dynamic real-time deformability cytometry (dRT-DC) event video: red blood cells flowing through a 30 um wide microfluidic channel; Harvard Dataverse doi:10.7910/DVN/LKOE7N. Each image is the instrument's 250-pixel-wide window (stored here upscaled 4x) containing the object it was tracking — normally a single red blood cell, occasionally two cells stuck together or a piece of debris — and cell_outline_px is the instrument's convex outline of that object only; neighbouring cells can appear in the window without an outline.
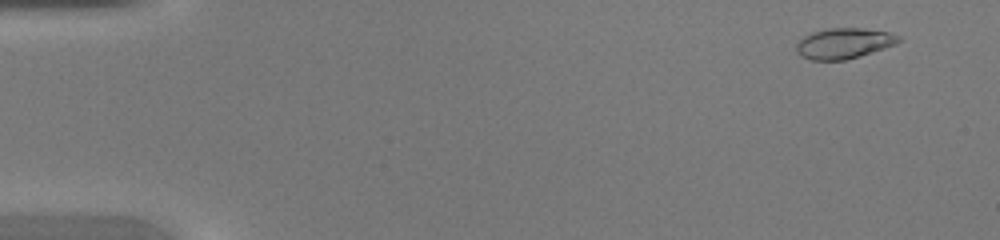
{"species": "common noctule bat (a hibernating species)", "species_latin": "Nyctalus noctula", "temperature_condition": "warm", "stored_images_in_passage": 46, "camera_frame_rate_fps": 3000, "um_per_image_px": 0.085, "animal": {"sex": "female", "body_mass_g": 20.0, "forearm_length_mm": 54.0}, "frame": {"image": 1, "passage_image": 3, "time_ms": 0.667, "image_size_px": [1000, 240], "cell_outline_px": [[900, 40], [896, 44], [860, 56], [844, 60], [812, 60], [796, 52], [796, 44], [804, 36], [812, 32], [828, 28], [864, 28], [888, 32], [900, 36]], "centroid_in_image_um": [71.73, 3.68], "position_along_channel_um": 13.3, "area_um2": 18.09}}
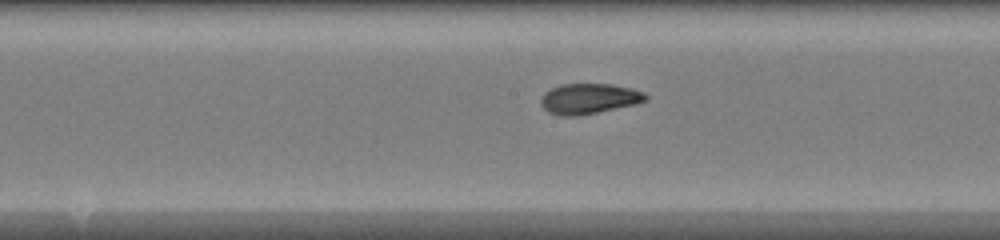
{"frame": {"image": 2, "passage_image": 24, "time_ms": 7.667, "image_size_px": [1000, 240], "cell_outline_px": [[648, 100], [636, 104], [580, 116], [564, 116], [548, 112], [540, 104], [540, 100], [544, 92], [560, 84], [612, 84], [632, 88], [644, 92], [648, 96]], "centroid_in_image_um": [50.08, 8.39], "position_along_channel_um": 198.1, "area_um2": 18.73}}
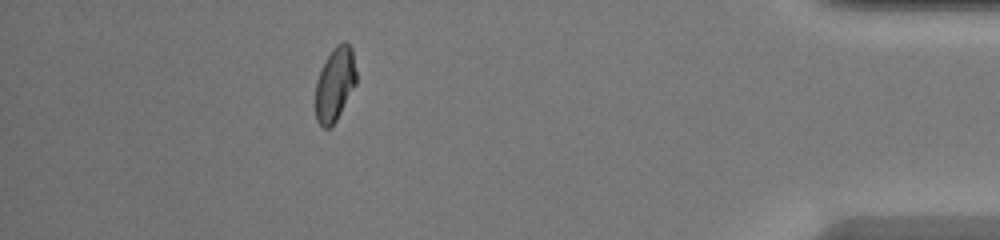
{"frame": {"image": 3, "passage_image": 41, "time_ms": 13.333, "image_size_px": [1000, 240], "cell_outline_px": [[356, 84], [336, 120], [328, 128], [324, 128], [316, 120], [316, 80], [320, 68], [332, 48], [336, 44], [344, 40], [352, 48], [356, 72]], "centroid_in_image_um": [28.46, 7.1], "position_along_channel_um": 406.7, "area_um2": 17.57}}